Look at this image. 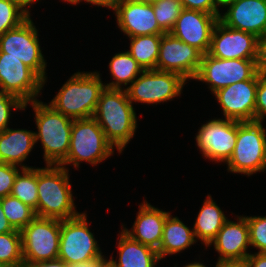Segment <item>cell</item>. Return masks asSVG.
<instances>
[{
  "label": "cell",
  "mask_w": 266,
  "mask_h": 267,
  "mask_svg": "<svg viewBox=\"0 0 266 267\" xmlns=\"http://www.w3.org/2000/svg\"><path fill=\"white\" fill-rule=\"evenodd\" d=\"M140 3H144V4H154L155 2L159 1V0H134Z\"/></svg>",
  "instance_id": "obj_48"
},
{
  "label": "cell",
  "mask_w": 266,
  "mask_h": 267,
  "mask_svg": "<svg viewBox=\"0 0 266 267\" xmlns=\"http://www.w3.org/2000/svg\"><path fill=\"white\" fill-rule=\"evenodd\" d=\"M37 31L29 17L18 27L8 30L0 36V53H6V56H12L21 60L45 84L46 60H44L40 49Z\"/></svg>",
  "instance_id": "obj_8"
},
{
  "label": "cell",
  "mask_w": 266,
  "mask_h": 267,
  "mask_svg": "<svg viewBox=\"0 0 266 267\" xmlns=\"http://www.w3.org/2000/svg\"><path fill=\"white\" fill-rule=\"evenodd\" d=\"M229 1H231V0H219L221 6H222L223 4L229 2Z\"/></svg>",
  "instance_id": "obj_49"
},
{
  "label": "cell",
  "mask_w": 266,
  "mask_h": 267,
  "mask_svg": "<svg viewBox=\"0 0 266 267\" xmlns=\"http://www.w3.org/2000/svg\"><path fill=\"white\" fill-rule=\"evenodd\" d=\"M119 259H110L116 267H155L159 256L153 248L131 239L122 230L118 242Z\"/></svg>",
  "instance_id": "obj_23"
},
{
  "label": "cell",
  "mask_w": 266,
  "mask_h": 267,
  "mask_svg": "<svg viewBox=\"0 0 266 267\" xmlns=\"http://www.w3.org/2000/svg\"><path fill=\"white\" fill-rule=\"evenodd\" d=\"M82 0H76L73 4H79ZM87 3H92L93 5L108 7V9H113L115 11L117 5L121 0H84Z\"/></svg>",
  "instance_id": "obj_41"
},
{
  "label": "cell",
  "mask_w": 266,
  "mask_h": 267,
  "mask_svg": "<svg viewBox=\"0 0 266 267\" xmlns=\"http://www.w3.org/2000/svg\"><path fill=\"white\" fill-rule=\"evenodd\" d=\"M227 217L208 195L193 226L194 236L208 247L223 227Z\"/></svg>",
  "instance_id": "obj_25"
},
{
  "label": "cell",
  "mask_w": 266,
  "mask_h": 267,
  "mask_svg": "<svg viewBox=\"0 0 266 267\" xmlns=\"http://www.w3.org/2000/svg\"><path fill=\"white\" fill-rule=\"evenodd\" d=\"M244 264L246 267H266V253H250Z\"/></svg>",
  "instance_id": "obj_39"
},
{
  "label": "cell",
  "mask_w": 266,
  "mask_h": 267,
  "mask_svg": "<svg viewBox=\"0 0 266 267\" xmlns=\"http://www.w3.org/2000/svg\"><path fill=\"white\" fill-rule=\"evenodd\" d=\"M32 108L38 132L35 142L41 141L46 164L59 165L69 152L73 119L56 111L51 105L34 100Z\"/></svg>",
  "instance_id": "obj_4"
},
{
  "label": "cell",
  "mask_w": 266,
  "mask_h": 267,
  "mask_svg": "<svg viewBox=\"0 0 266 267\" xmlns=\"http://www.w3.org/2000/svg\"><path fill=\"white\" fill-rule=\"evenodd\" d=\"M215 267H246L244 263H218Z\"/></svg>",
  "instance_id": "obj_45"
},
{
  "label": "cell",
  "mask_w": 266,
  "mask_h": 267,
  "mask_svg": "<svg viewBox=\"0 0 266 267\" xmlns=\"http://www.w3.org/2000/svg\"><path fill=\"white\" fill-rule=\"evenodd\" d=\"M202 53L182 42L171 33L161 37L156 70L179 74L185 80L195 79L198 74Z\"/></svg>",
  "instance_id": "obj_12"
},
{
  "label": "cell",
  "mask_w": 266,
  "mask_h": 267,
  "mask_svg": "<svg viewBox=\"0 0 266 267\" xmlns=\"http://www.w3.org/2000/svg\"><path fill=\"white\" fill-rule=\"evenodd\" d=\"M0 262L7 267H23L20 232L0 234Z\"/></svg>",
  "instance_id": "obj_30"
},
{
  "label": "cell",
  "mask_w": 266,
  "mask_h": 267,
  "mask_svg": "<svg viewBox=\"0 0 266 267\" xmlns=\"http://www.w3.org/2000/svg\"><path fill=\"white\" fill-rule=\"evenodd\" d=\"M237 220L236 223L227 219L210 243L220 254L218 263H244L250 254L246 251L250 247L247 219L245 216H238Z\"/></svg>",
  "instance_id": "obj_19"
},
{
  "label": "cell",
  "mask_w": 266,
  "mask_h": 267,
  "mask_svg": "<svg viewBox=\"0 0 266 267\" xmlns=\"http://www.w3.org/2000/svg\"><path fill=\"white\" fill-rule=\"evenodd\" d=\"M222 6L228 7L219 17L224 25L258 38L266 34V0H231Z\"/></svg>",
  "instance_id": "obj_18"
},
{
  "label": "cell",
  "mask_w": 266,
  "mask_h": 267,
  "mask_svg": "<svg viewBox=\"0 0 266 267\" xmlns=\"http://www.w3.org/2000/svg\"><path fill=\"white\" fill-rule=\"evenodd\" d=\"M171 216L169 213L164 223L162 241L157 251L160 260L168 254L183 251L197 241L193 229H189L178 217Z\"/></svg>",
  "instance_id": "obj_24"
},
{
  "label": "cell",
  "mask_w": 266,
  "mask_h": 267,
  "mask_svg": "<svg viewBox=\"0 0 266 267\" xmlns=\"http://www.w3.org/2000/svg\"><path fill=\"white\" fill-rule=\"evenodd\" d=\"M98 267H116L111 259L107 261V259L103 258L99 263Z\"/></svg>",
  "instance_id": "obj_46"
},
{
  "label": "cell",
  "mask_w": 266,
  "mask_h": 267,
  "mask_svg": "<svg viewBox=\"0 0 266 267\" xmlns=\"http://www.w3.org/2000/svg\"><path fill=\"white\" fill-rule=\"evenodd\" d=\"M35 132L25 129H10L0 133V163L20 165L22 168H32L22 165L32 151L35 142Z\"/></svg>",
  "instance_id": "obj_22"
},
{
  "label": "cell",
  "mask_w": 266,
  "mask_h": 267,
  "mask_svg": "<svg viewBox=\"0 0 266 267\" xmlns=\"http://www.w3.org/2000/svg\"><path fill=\"white\" fill-rule=\"evenodd\" d=\"M266 129L262 122L237 121V141L228 171L250 176L266 170Z\"/></svg>",
  "instance_id": "obj_6"
},
{
  "label": "cell",
  "mask_w": 266,
  "mask_h": 267,
  "mask_svg": "<svg viewBox=\"0 0 266 267\" xmlns=\"http://www.w3.org/2000/svg\"><path fill=\"white\" fill-rule=\"evenodd\" d=\"M23 261L58 259L60 220L35 217L21 231Z\"/></svg>",
  "instance_id": "obj_10"
},
{
  "label": "cell",
  "mask_w": 266,
  "mask_h": 267,
  "mask_svg": "<svg viewBox=\"0 0 266 267\" xmlns=\"http://www.w3.org/2000/svg\"><path fill=\"white\" fill-rule=\"evenodd\" d=\"M101 260L102 259H96V260H92L86 263L74 264V265H71V267H98V263Z\"/></svg>",
  "instance_id": "obj_44"
},
{
  "label": "cell",
  "mask_w": 266,
  "mask_h": 267,
  "mask_svg": "<svg viewBox=\"0 0 266 267\" xmlns=\"http://www.w3.org/2000/svg\"><path fill=\"white\" fill-rule=\"evenodd\" d=\"M9 1L18 5L22 10H24L30 16V12L26 7L31 6L33 2H36L38 0H9Z\"/></svg>",
  "instance_id": "obj_43"
},
{
  "label": "cell",
  "mask_w": 266,
  "mask_h": 267,
  "mask_svg": "<svg viewBox=\"0 0 266 267\" xmlns=\"http://www.w3.org/2000/svg\"><path fill=\"white\" fill-rule=\"evenodd\" d=\"M184 267H206V266L203 265V263L194 262V263H190L188 265H185Z\"/></svg>",
  "instance_id": "obj_47"
},
{
  "label": "cell",
  "mask_w": 266,
  "mask_h": 267,
  "mask_svg": "<svg viewBox=\"0 0 266 267\" xmlns=\"http://www.w3.org/2000/svg\"><path fill=\"white\" fill-rule=\"evenodd\" d=\"M64 1H66V2H69V3H71V4H73L76 0H64Z\"/></svg>",
  "instance_id": "obj_50"
},
{
  "label": "cell",
  "mask_w": 266,
  "mask_h": 267,
  "mask_svg": "<svg viewBox=\"0 0 266 267\" xmlns=\"http://www.w3.org/2000/svg\"><path fill=\"white\" fill-rule=\"evenodd\" d=\"M93 118L106 139L122 153L137 128L136 112L126 89L105 88L100 94Z\"/></svg>",
  "instance_id": "obj_1"
},
{
  "label": "cell",
  "mask_w": 266,
  "mask_h": 267,
  "mask_svg": "<svg viewBox=\"0 0 266 267\" xmlns=\"http://www.w3.org/2000/svg\"><path fill=\"white\" fill-rule=\"evenodd\" d=\"M19 170L17 165L0 163V199L11 194Z\"/></svg>",
  "instance_id": "obj_35"
},
{
  "label": "cell",
  "mask_w": 266,
  "mask_h": 267,
  "mask_svg": "<svg viewBox=\"0 0 266 267\" xmlns=\"http://www.w3.org/2000/svg\"><path fill=\"white\" fill-rule=\"evenodd\" d=\"M30 16L9 0H0V36L21 25Z\"/></svg>",
  "instance_id": "obj_32"
},
{
  "label": "cell",
  "mask_w": 266,
  "mask_h": 267,
  "mask_svg": "<svg viewBox=\"0 0 266 267\" xmlns=\"http://www.w3.org/2000/svg\"><path fill=\"white\" fill-rule=\"evenodd\" d=\"M27 104L9 92L0 90V133L8 128V122L13 109H25Z\"/></svg>",
  "instance_id": "obj_34"
},
{
  "label": "cell",
  "mask_w": 266,
  "mask_h": 267,
  "mask_svg": "<svg viewBox=\"0 0 266 267\" xmlns=\"http://www.w3.org/2000/svg\"><path fill=\"white\" fill-rule=\"evenodd\" d=\"M68 172L61 165L37 168V217L66 220L80 214L75 210Z\"/></svg>",
  "instance_id": "obj_2"
},
{
  "label": "cell",
  "mask_w": 266,
  "mask_h": 267,
  "mask_svg": "<svg viewBox=\"0 0 266 267\" xmlns=\"http://www.w3.org/2000/svg\"><path fill=\"white\" fill-rule=\"evenodd\" d=\"M139 206L132 231L124 228L123 232L131 239L158 251L162 241L164 223L170 212L155 208L146 201Z\"/></svg>",
  "instance_id": "obj_21"
},
{
  "label": "cell",
  "mask_w": 266,
  "mask_h": 267,
  "mask_svg": "<svg viewBox=\"0 0 266 267\" xmlns=\"http://www.w3.org/2000/svg\"><path fill=\"white\" fill-rule=\"evenodd\" d=\"M9 232H20V231L15 230L5 217V214L2 210V204L0 199V234Z\"/></svg>",
  "instance_id": "obj_42"
},
{
  "label": "cell",
  "mask_w": 266,
  "mask_h": 267,
  "mask_svg": "<svg viewBox=\"0 0 266 267\" xmlns=\"http://www.w3.org/2000/svg\"><path fill=\"white\" fill-rule=\"evenodd\" d=\"M23 267H71L60 259L44 261H24Z\"/></svg>",
  "instance_id": "obj_38"
},
{
  "label": "cell",
  "mask_w": 266,
  "mask_h": 267,
  "mask_svg": "<svg viewBox=\"0 0 266 267\" xmlns=\"http://www.w3.org/2000/svg\"><path fill=\"white\" fill-rule=\"evenodd\" d=\"M266 116V72H258L256 90L255 121L262 122Z\"/></svg>",
  "instance_id": "obj_36"
},
{
  "label": "cell",
  "mask_w": 266,
  "mask_h": 267,
  "mask_svg": "<svg viewBox=\"0 0 266 267\" xmlns=\"http://www.w3.org/2000/svg\"><path fill=\"white\" fill-rule=\"evenodd\" d=\"M103 258L104 255L88 228L85 213H80L71 219L60 220L58 259L71 266Z\"/></svg>",
  "instance_id": "obj_7"
},
{
  "label": "cell",
  "mask_w": 266,
  "mask_h": 267,
  "mask_svg": "<svg viewBox=\"0 0 266 267\" xmlns=\"http://www.w3.org/2000/svg\"><path fill=\"white\" fill-rule=\"evenodd\" d=\"M113 147L93 117L74 119L69 152L59 165L66 168L71 163L77 168L82 161L96 165L113 154Z\"/></svg>",
  "instance_id": "obj_5"
},
{
  "label": "cell",
  "mask_w": 266,
  "mask_h": 267,
  "mask_svg": "<svg viewBox=\"0 0 266 267\" xmlns=\"http://www.w3.org/2000/svg\"><path fill=\"white\" fill-rule=\"evenodd\" d=\"M1 204L5 217L15 230L21 231L36 217L33 208L11 195L1 198Z\"/></svg>",
  "instance_id": "obj_29"
},
{
  "label": "cell",
  "mask_w": 266,
  "mask_h": 267,
  "mask_svg": "<svg viewBox=\"0 0 266 267\" xmlns=\"http://www.w3.org/2000/svg\"><path fill=\"white\" fill-rule=\"evenodd\" d=\"M117 25L129 38L140 35L164 34L159 27L153 4L121 0L115 9Z\"/></svg>",
  "instance_id": "obj_20"
},
{
  "label": "cell",
  "mask_w": 266,
  "mask_h": 267,
  "mask_svg": "<svg viewBox=\"0 0 266 267\" xmlns=\"http://www.w3.org/2000/svg\"><path fill=\"white\" fill-rule=\"evenodd\" d=\"M195 139L205 158L227 162L237 141V121L213 119L201 126Z\"/></svg>",
  "instance_id": "obj_14"
},
{
  "label": "cell",
  "mask_w": 266,
  "mask_h": 267,
  "mask_svg": "<svg viewBox=\"0 0 266 267\" xmlns=\"http://www.w3.org/2000/svg\"><path fill=\"white\" fill-rule=\"evenodd\" d=\"M0 267H7V266L4 265L2 262H0Z\"/></svg>",
  "instance_id": "obj_51"
},
{
  "label": "cell",
  "mask_w": 266,
  "mask_h": 267,
  "mask_svg": "<svg viewBox=\"0 0 266 267\" xmlns=\"http://www.w3.org/2000/svg\"><path fill=\"white\" fill-rule=\"evenodd\" d=\"M109 69L115 82L105 85L108 89H122L121 85L131 84L144 71L128 51L114 55L109 63Z\"/></svg>",
  "instance_id": "obj_27"
},
{
  "label": "cell",
  "mask_w": 266,
  "mask_h": 267,
  "mask_svg": "<svg viewBox=\"0 0 266 267\" xmlns=\"http://www.w3.org/2000/svg\"><path fill=\"white\" fill-rule=\"evenodd\" d=\"M15 177L11 196L21 200L35 210L37 216L38 187L37 169L22 168Z\"/></svg>",
  "instance_id": "obj_28"
},
{
  "label": "cell",
  "mask_w": 266,
  "mask_h": 267,
  "mask_svg": "<svg viewBox=\"0 0 266 267\" xmlns=\"http://www.w3.org/2000/svg\"><path fill=\"white\" fill-rule=\"evenodd\" d=\"M249 226L250 245L266 253V217H246Z\"/></svg>",
  "instance_id": "obj_33"
},
{
  "label": "cell",
  "mask_w": 266,
  "mask_h": 267,
  "mask_svg": "<svg viewBox=\"0 0 266 267\" xmlns=\"http://www.w3.org/2000/svg\"><path fill=\"white\" fill-rule=\"evenodd\" d=\"M186 80L179 74L144 70L126 89L129 100L147 104L169 101L181 94Z\"/></svg>",
  "instance_id": "obj_11"
},
{
  "label": "cell",
  "mask_w": 266,
  "mask_h": 267,
  "mask_svg": "<svg viewBox=\"0 0 266 267\" xmlns=\"http://www.w3.org/2000/svg\"><path fill=\"white\" fill-rule=\"evenodd\" d=\"M258 66L260 71L266 72V34L259 38Z\"/></svg>",
  "instance_id": "obj_40"
},
{
  "label": "cell",
  "mask_w": 266,
  "mask_h": 267,
  "mask_svg": "<svg viewBox=\"0 0 266 267\" xmlns=\"http://www.w3.org/2000/svg\"><path fill=\"white\" fill-rule=\"evenodd\" d=\"M182 9L180 0H159L153 4L157 23L165 33L173 29Z\"/></svg>",
  "instance_id": "obj_31"
},
{
  "label": "cell",
  "mask_w": 266,
  "mask_h": 267,
  "mask_svg": "<svg viewBox=\"0 0 266 267\" xmlns=\"http://www.w3.org/2000/svg\"><path fill=\"white\" fill-rule=\"evenodd\" d=\"M259 71L258 59H219L206 53L202 55L195 80L208 83L214 94L239 81L252 79Z\"/></svg>",
  "instance_id": "obj_9"
},
{
  "label": "cell",
  "mask_w": 266,
  "mask_h": 267,
  "mask_svg": "<svg viewBox=\"0 0 266 267\" xmlns=\"http://www.w3.org/2000/svg\"><path fill=\"white\" fill-rule=\"evenodd\" d=\"M182 7L190 10H197L209 14H213L220 17L218 6L220 5L219 0H180Z\"/></svg>",
  "instance_id": "obj_37"
},
{
  "label": "cell",
  "mask_w": 266,
  "mask_h": 267,
  "mask_svg": "<svg viewBox=\"0 0 266 267\" xmlns=\"http://www.w3.org/2000/svg\"><path fill=\"white\" fill-rule=\"evenodd\" d=\"M104 89L98 72H77L61 87L49 105L73 120L91 118Z\"/></svg>",
  "instance_id": "obj_3"
},
{
  "label": "cell",
  "mask_w": 266,
  "mask_h": 267,
  "mask_svg": "<svg viewBox=\"0 0 266 267\" xmlns=\"http://www.w3.org/2000/svg\"><path fill=\"white\" fill-rule=\"evenodd\" d=\"M163 34L130 37V55L143 70H156L161 37Z\"/></svg>",
  "instance_id": "obj_26"
},
{
  "label": "cell",
  "mask_w": 266,
  "mask_h": 267,
  "mask_svg": "<svg viewBox=\"0 0 266 267\" xmlns=\"http://www.w3.org/2000/svg\"><path fill=\"white\" fill-rule=\"evenodd\" d=\"M258 73L249 80L239 81L214 93L225 119L255 122Z\"/></svg>",
  "instance_id": "obj_16"
},
{
  "label": "cell",
  "mask_w": 266,
  "mask_h": 267,
  "mask_svg": "<svg viewBox=\"0 0 266 267\" xmlns=\"http://www.w3.org/2000/svg\"><path fill=\"white\" fill-rule=\"evenodd\" d=\"M218 20L213 14L183 8L170 33L206 54L210 49L212 32Z\"/></svg>",
  "instance_id": "obj_17"
},
{
  "label": "cell",
  "mask_w": 266,
  "mask_h": 267,
  "mask_svg": "<svg viewBox=\"0 0 266 267\" xmlns=\"http://www.w3.org/2000/svg\"><path fill=\"white\" fill-rule=\"evenodd\" d=\"M259 38L220 20L215 24L208 54L219 59H258Z\"/></svg>",
  "instance_id": "obj_15"
},
{
  "label": "cell",
  "mask_w": 266,
  "mask_h": 267,
  "mask_svg": "<svg viewBox=\"0 0 266 267\" xmlns=\"http://www.w3.org/2000/svg\"><path fill=\"white\" fill-rule=\"evenodd\" d=\"M44 87V81L21 60L0 53V89L29 104Z\"/></svg>",
  "instance_id": "obj_13"
}]
</instances>
